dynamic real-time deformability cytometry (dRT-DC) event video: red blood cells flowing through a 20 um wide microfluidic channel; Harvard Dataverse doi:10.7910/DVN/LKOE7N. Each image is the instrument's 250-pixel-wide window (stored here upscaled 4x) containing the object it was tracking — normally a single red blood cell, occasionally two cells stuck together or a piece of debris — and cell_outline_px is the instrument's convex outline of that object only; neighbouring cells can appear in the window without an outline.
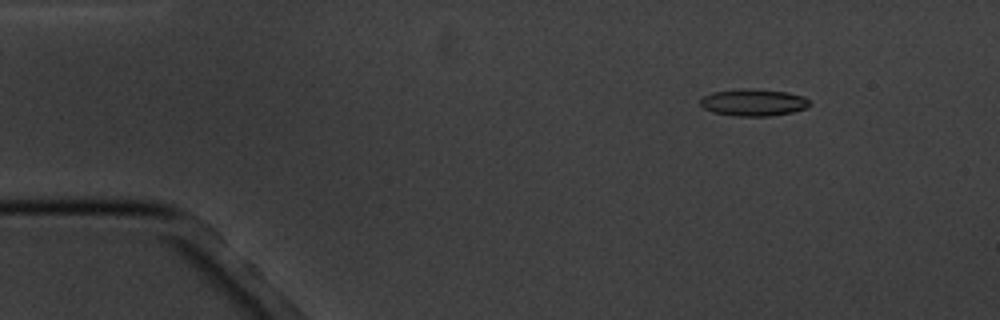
{"species": "common noctule bat (a hibernating species)", "species_latin": "Nyctalus noctula", "temperature_condition": "cold", "stored_images_in_passage": 10, "camera_frame_rate_fps": 3000, "um_per_image_px": 0.085, "animal": {"sex": "male", "body_mass_g": 20.1, "forearm_length_mm": 53.5}, "frame": {"image": 1, "passage_image": 2, "time_ms": 1.0, "image_size_px": [1000, 320], "cell_outline_px": [[808, 104], [804, 108], [792, 112], [768, 116], [736, 116], [712, 112], [704, 108], [700, 104], [700, 100], [704, 96], [712, 92], [744, 88], [748, 88], [788, 92], [804, 96], [808, 100]], "centroid_in_image_um": [64.01, 8.7], "position_along_channel_um": 21.0, "area_um2": 17.05}}
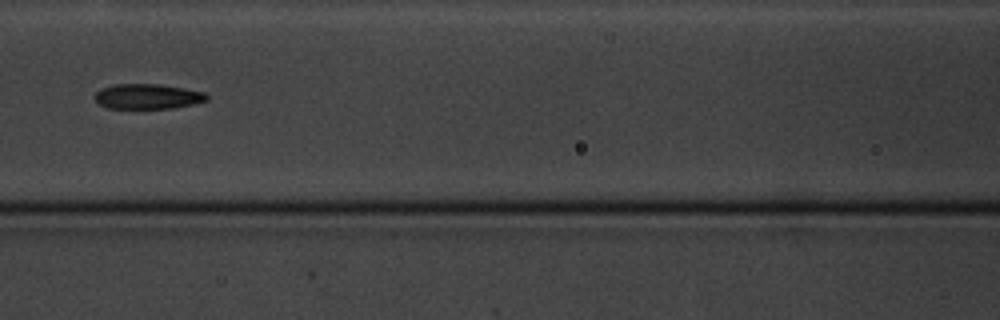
{"frame": {"image": 2, "passage_image": 7, "time_ms": 7.0, "image_size_px": [1000, 320], "cell_outline_px": [[208, 100], [192, 104], [172, 108], [108, 108], [100, 104], [96, 100], [96, 92], [100, 88], [112, 84], [160, 84], [184, 88], [204, 92], [208, 96]], "centroid_in_image_um": [12.54, 8.18], "position_along_channel_um": 154.1, "area_um2": 16.3}}
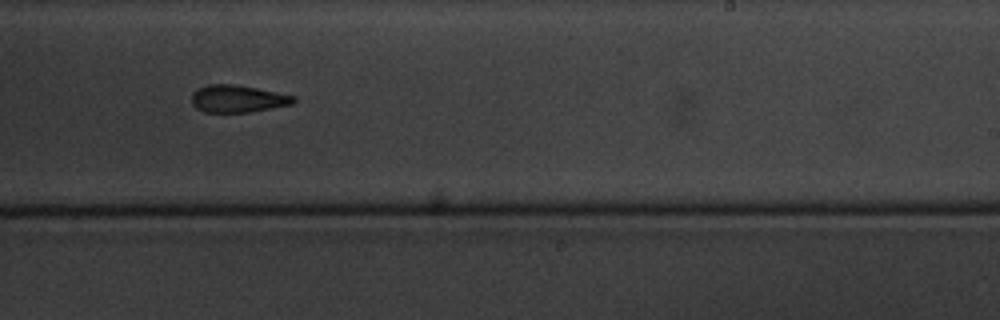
{"frame": {"image": 3, "passage_image": 10, "time_ms": 10.333, "image_size_px": [1000, 320], "cell_outline_px": [[296, 100], [292, 104], [272, 108], [248, 112], [204, 112], [196, 108], [192, 104], [192, 92], [208, 84], [232, 84], [256, 88], [296, 96]], "centroid_in_image_um": [20.2, 8.39], "position_along_channel_um": 268.8, "area_um2": 16.13}}